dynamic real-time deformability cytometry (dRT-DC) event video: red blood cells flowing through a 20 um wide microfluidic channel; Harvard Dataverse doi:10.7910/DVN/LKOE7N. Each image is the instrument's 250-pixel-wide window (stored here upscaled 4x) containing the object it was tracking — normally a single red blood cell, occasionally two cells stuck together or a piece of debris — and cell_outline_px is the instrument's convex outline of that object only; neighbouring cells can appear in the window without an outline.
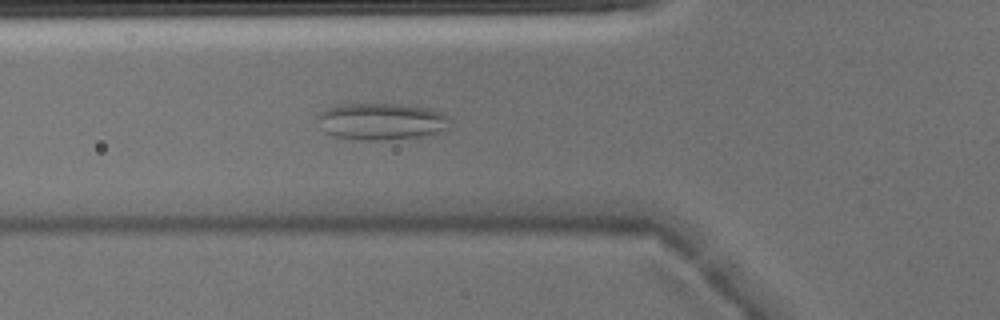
{"species": "Egyptian fruit bat (a non-hibernating species)", "species_latin": "Rousettus aegyptiacus", "temperature_condition": "warm", "stored_images_in_passage": 37, "camera_frame_rate_fps": 3000, "um_per_image_px": 0.085, "animal": {"sex": "male"}, "frame": {"image": 1, "passage_image": 6, "time_ms": 1.667, "image_size_px": [1000, 320], "cell_outline_px": [[448, 128], [436, 132], [416, 136], [376, 140], [372, 140], [336, 136], [324, 132], [316, 116], [320, 112], [336, 104], [400, 104], [428, 108], [440, 112], [448, 116]], "centroid_in_image_um": [32.37, 10.29], "position_along_channel_um": 93.4, "area_um2": 27.8}}